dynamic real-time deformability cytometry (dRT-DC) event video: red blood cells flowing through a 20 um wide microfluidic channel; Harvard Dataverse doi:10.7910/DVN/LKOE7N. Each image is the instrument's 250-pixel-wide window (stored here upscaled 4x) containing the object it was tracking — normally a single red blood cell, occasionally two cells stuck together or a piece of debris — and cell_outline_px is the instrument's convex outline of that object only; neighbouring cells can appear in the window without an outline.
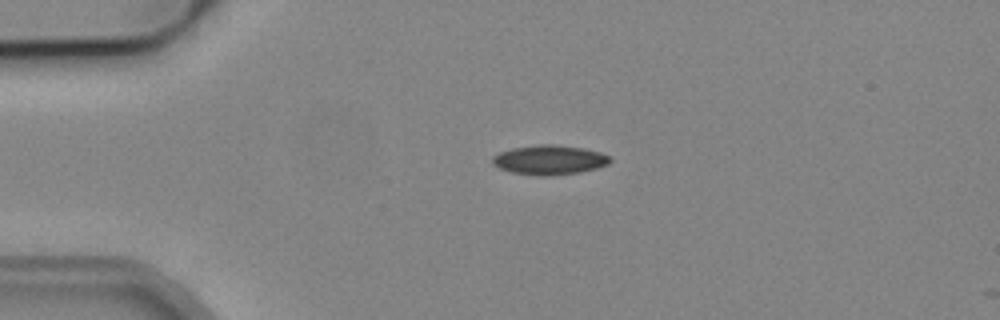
{"species": "common noctule bat (a hibernating species)", "species_latin": "Nyctalus noctula", "temperature_condition": "cold", "stored_images_in_passage": 2, "camera_frame_rate_fps": 3000, "um_per_image_px": 0.085, "animal": {"sex": "male", "body_mass_g": 19.2, "forearm_length_mm": 51.8}, "frame": {"image": 1, "passage_image": 1, "time_ms": 0.0, "image_size_px": [1000, 320], "cell_outline_px": [[612, 160], [608, 164], [596, 168], [580, 172], [552, 176], [536, 176], [512, 172], [500, 168], [492, 164], [492, 156], [500, 152], [512, 148], [536, 144], [556, 144], [584, 148], [600, 152], [612, 156]], "centroid_in_image_um": [46.72, 13.58], "position_along_channel_um": 38.3, "area_um2": 20.52}}